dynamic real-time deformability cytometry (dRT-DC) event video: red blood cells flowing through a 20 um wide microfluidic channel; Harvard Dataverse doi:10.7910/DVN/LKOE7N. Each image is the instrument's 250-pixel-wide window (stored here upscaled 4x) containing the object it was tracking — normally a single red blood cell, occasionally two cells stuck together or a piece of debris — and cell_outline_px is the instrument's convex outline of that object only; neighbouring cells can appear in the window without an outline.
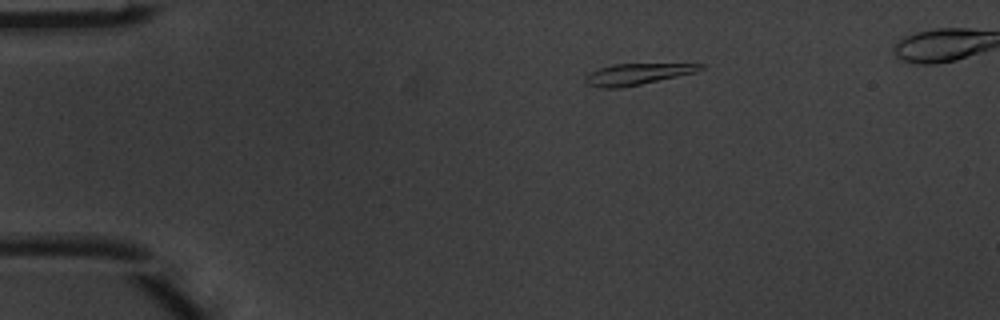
{"species": "common noctule bat (a hibernating species)", "species_latin": "Nyctalus noctula", "temperature_condition": "warm", "stored_images_in_passage": 5, "segment_of_instrument_passage": [2, 2], "camera_frame_rate_fps": 3000, "um_per_image_px": 0.085, "animal": {"sex": "male", "body_mass_g": 20.1, "forearm_length_mm": 53.5}, "frame": {"image": 1, "passage_image": 5, "time_ms": 1.333, "image_size_px": [1000, 320], "cell_outline_px": [[704, 68], [696, 72], [640, 84], [620, 88], [600, 88], [588, 84], [584, 80], [584, 76], [600, 68], [612, 64], [704, 64]], "centroid_in_image_um": [54.13, 6.3], "position_along_channel_um": 30.9, "area_um2": 13.99}}